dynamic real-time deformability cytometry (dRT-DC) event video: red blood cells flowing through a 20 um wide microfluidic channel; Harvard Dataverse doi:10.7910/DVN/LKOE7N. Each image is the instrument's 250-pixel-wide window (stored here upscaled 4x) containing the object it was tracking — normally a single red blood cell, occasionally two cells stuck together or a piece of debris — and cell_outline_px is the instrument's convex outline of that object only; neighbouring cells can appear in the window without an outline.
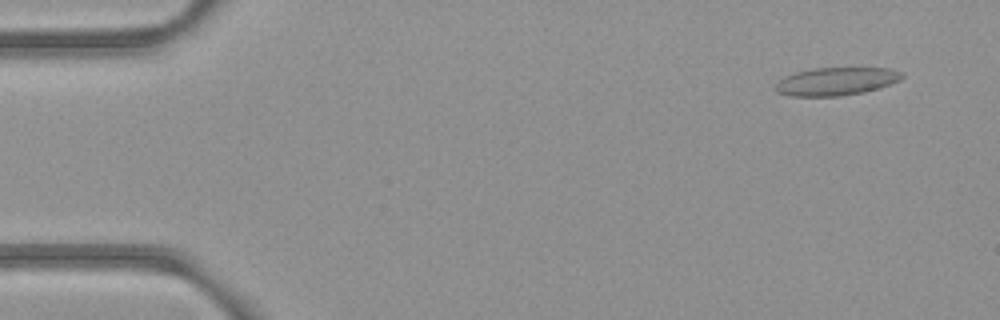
{"species": "common noctule bat (a hibernating species)", "species_latin": "Nyctalus noctula", "temperature_condition": "room temperature", "stored_images_in_passage": 7, "camera_frame_rate_fps": 3000, "um_per_image_px": 0.085, "animal": {"sex": "female", "body_mass_g": 21.9}, "frame": {"image": 1, "passage_image": 1, "time_ms": 0.0, "image_size_px": [1000, 320], "cell_outline_px": [[904, 76], [900, 80], [864, 92], [840, 96], [792, 96], [776, 92], [776, 84], [784, 76], [796, 72], [816, 68], [888, 68], [904, 72]], "centroid_in_image_um": [71.08, 6.91], "position_along_channel_um": 13.9, "area_um2": 20.46}}
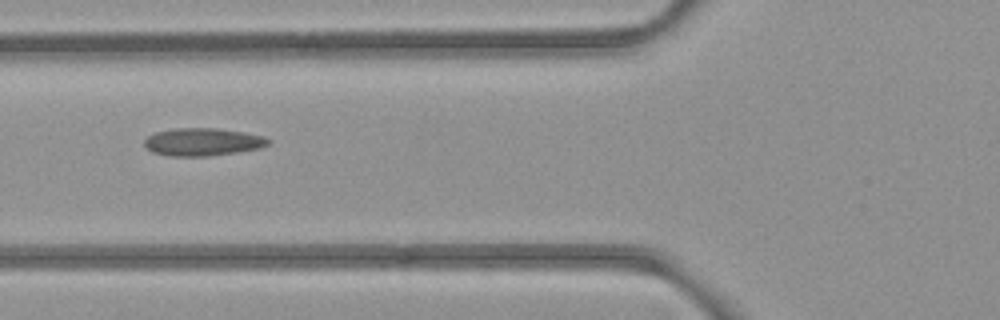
{"frame": {"image": 2, "passage_image": 6, "time_ms": 5.667, "image_size_px": [1000, 320], "cell_outline_px": [[272, 140], [268, 144], [260, 148], [236, 152], [208, 156], [172, 156], [152, 152], [144, 144], [144, 140], [148, 136], [156, 132], [176, 128], [216, 128], [244, 132], [264, 136]], "centroid_in_image_um": [17.25, 12.06], "position_along_channel_um": 108.6, "area_um2": 19.94}}
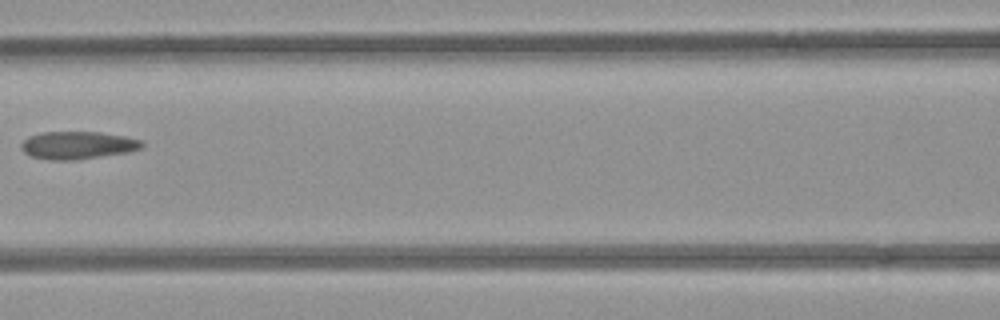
{"frame": {"image": 3, "passage_image": 7, "time_ms": 7.0, "image_size_px": [1000, 320], "cell_outline_px": [[144, 148], [128, 152], [76, 160], [48, 160], [32, 156], [24, 152], [20, 148], [20, 144], [28, 136], [40, 132], [100, 132], [124, 136], [144, 140]], "centroid_in_image_um": [6.62, 12.34], "position_along_channel_um": 160.0, "area_um2": 19.71}}